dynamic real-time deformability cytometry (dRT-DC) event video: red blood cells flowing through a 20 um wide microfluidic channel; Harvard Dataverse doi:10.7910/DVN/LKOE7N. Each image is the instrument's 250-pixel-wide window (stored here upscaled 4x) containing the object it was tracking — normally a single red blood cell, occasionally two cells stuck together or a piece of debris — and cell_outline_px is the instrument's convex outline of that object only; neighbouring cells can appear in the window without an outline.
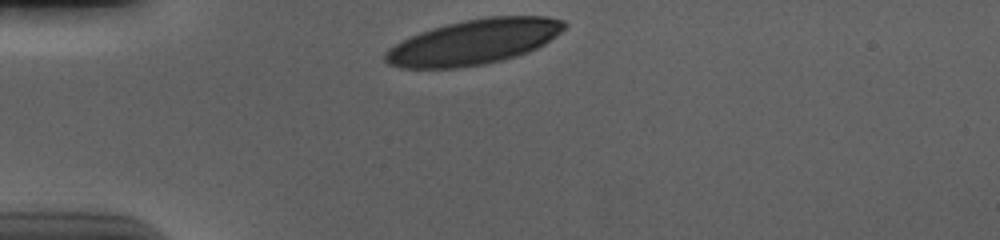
{"species": "human", "species_latin": "Homo sapiens", "temperature_condition": "cold", "stored_images_in_passage": 32, "camera_frame_rate_fps": 3000, "um_per_image_px": 0.085, "donor": {"sex": "male"}, "frame": {"image": 1, "passage_image": 1, "time_ms": 0.0, "image_size_px": [1000, 240], "cell_outline_px": [[568, 24], [556, 36], [544, 44], [528, 52], [516, 56], [484, 64], [456, 68], [400, 68], [388, 64], [384, 60], [384, 52], [388, 48], [400, 40], [420, 32], [432, 28], [464, 20], [488, 16], [548, 16], [564, 20]], "centroid_in_image_um": [40.25, 3.56], "position_along_channel_um": 44.7, "area_um2": 47.16}}
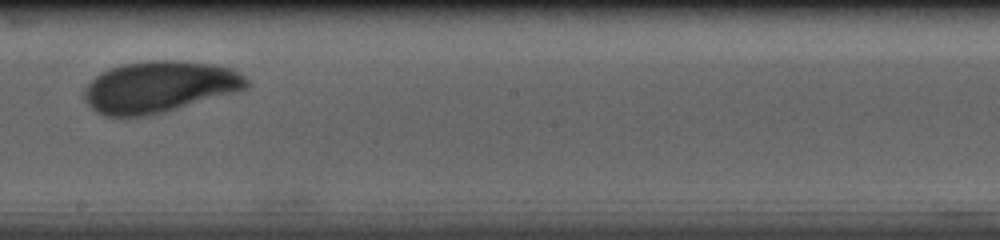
{"frame": {"image": 2, "passage_image": 19, "time_ms": 6.0, "image_size_px": [1000, 240], "cell_outline_px": [[252, 84], [236, 92], [164, 112], [144, 116], [104, 116], [96, 112], [84, 100], [84, 88], [100, 72], [108, 68], [120, 64], [148, 60], [176, 60], [212, 64], [232, 68], [240, 72]], "centroid_in_image_um": [13.53, 7.37], "position_along_channel_um": 234.7, "area_um2": 48.84}}
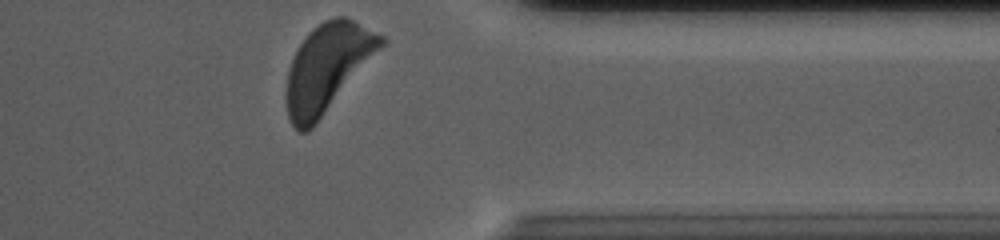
{"frame": {"image": 3, "passage_image": 32, "time_ms": 10.333, "image_size_px": [1000, 240], "cell_outline_px": [[388, 40], [312, 128], [308, 132], [300, 132], [288, 120], [284, 100], [284, 92], [288, 68], [300, 44], [308, 32], [324, 20], [336, 16], [344, 16], [384, 36]], "centroid_in_image_um": [27.78, 5.77], "position_along_channel_um": 383.6, "area_um2": 48.15}, "authors_computed_cell_mechanics": {"area_um2": 48.2919, "velocity_mm_per_s": 3.6406, "shape_relaxation_time_tau1_ms": 4.5222, "shape_relaxation_time_tau2_ms": 3.1278, "deformation_change_tau1": 0.2062, "deformation_change_tau2": 0.0831}}